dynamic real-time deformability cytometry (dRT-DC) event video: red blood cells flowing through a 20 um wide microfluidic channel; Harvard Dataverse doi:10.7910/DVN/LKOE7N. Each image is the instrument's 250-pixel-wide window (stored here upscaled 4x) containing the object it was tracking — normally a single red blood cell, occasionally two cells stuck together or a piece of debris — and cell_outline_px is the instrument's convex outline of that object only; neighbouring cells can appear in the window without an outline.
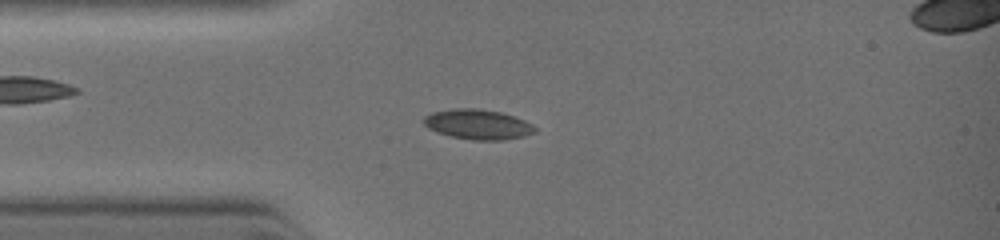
{"species": "common noctule bat (a hibernating species)", "species_latin": "Nyctalus noctula", "temperature_condition": "warm", "stored_images_in_passage": 39, "camera_frame_rate_fps": 3000, "um_per_image_px": 0.085, "animal": {"sex": "female", "body_mass_g": 19.0, "forearm_length_mm": 51.5}, "frame": {"image": 1, "passage_image": 10, "time_ms": 2.0, "image_size_px": [1000, 240], "cell_outline_px": [[536, 132], [524, 136], [504, 140], [472, 140], [452, 136], [436, 132], [428, 128], [424, 124], [424, 116], [432, 112], [452, 108], [476, 108], [500, 112], [524, 120], [532, 124], [536, 128]], "centroid_in_image_um": [40.61, 10.57], "position_along_channel_um": 44.4, "area_um2": 19.42}}
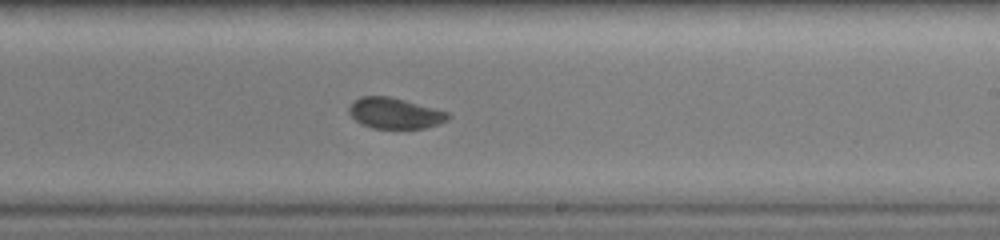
{"frame": {"image": 2, "passage_image": 25, "time_ms": 6.0, "image_size_px": [1000, 240], "cell_outline_px": [[452, 116], [448, 120], [424, 128], [372, 128], [360, 124], [348, 112], [348, 108], [360, 96], [388, 96], [404, 100], [448, 112]], "centroid_in_image_um": [33.55, 9.63], "position_along_channel_um": 255.4, "area_um2": 17.57}}
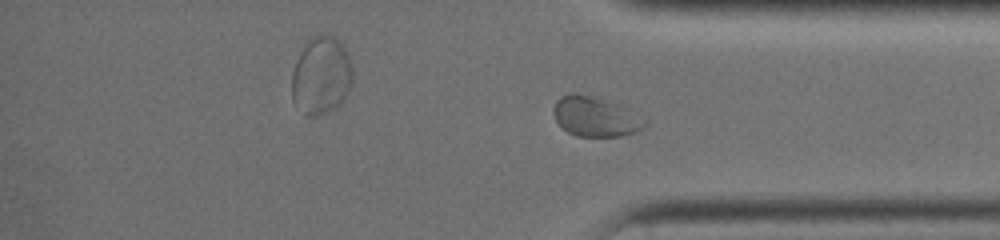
{"frame": {"image": 3, "passage_image": 39, "time_ms": 8.333, "image_size_px": [1000, 240], "cell_outline_px": [[644, 124], [636, 132], [620, 136], [576, 136], [568, 132], [556, 120], [556, 100], [560, 96], [572, 92], [576, 92], [592, 96], [616, 104]], "centroid_in_image_um": [50.47, 9.91], "position_along_channel_um": 384.7, "area_um2": 19.88}}